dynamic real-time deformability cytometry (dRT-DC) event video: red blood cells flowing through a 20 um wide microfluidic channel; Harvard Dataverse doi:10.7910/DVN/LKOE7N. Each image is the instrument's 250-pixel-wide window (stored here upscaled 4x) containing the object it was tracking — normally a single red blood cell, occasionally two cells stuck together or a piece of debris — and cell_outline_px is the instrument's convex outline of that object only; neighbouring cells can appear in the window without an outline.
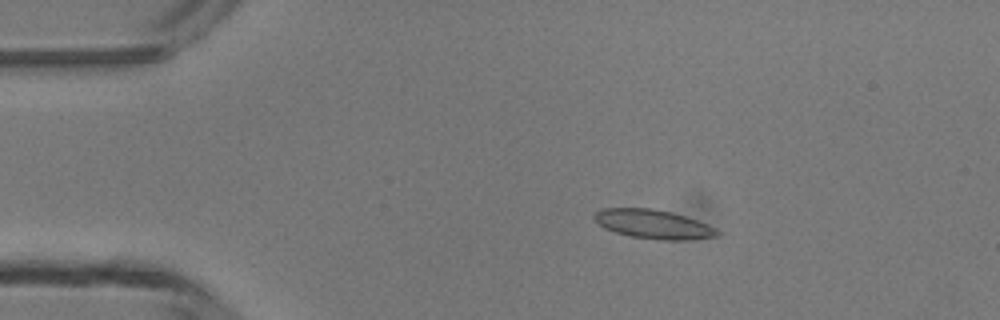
{"species": "common noctule bat (a hibernating species)", "species_latin": "Nyctalus noctula", "temperature_condition": "room temperature", "stored_images_in_passage": 5, "camera_frame_rate_fps": 3000, "um_per_image_px": 0.085, "animal": {"sex": "male", "body_mass_g": 13.3}, "frame": {"image": 1, "passage_image": 3, "time_ms": 2.333, "image_size_px": [1000, 320], "cell_outline_px": [[720, 232], [716, 236], [688, 240], [660, 240], [632, 236], [616, 232], [604, 228], [592, 216], [600, 208], [652, 208], [672, 212], [696, 220], [716, 228]], "centroid_in_image_um": [55.52, 19.05], "position_along_channel_um": 29.5, "area_um2": 20.63}}
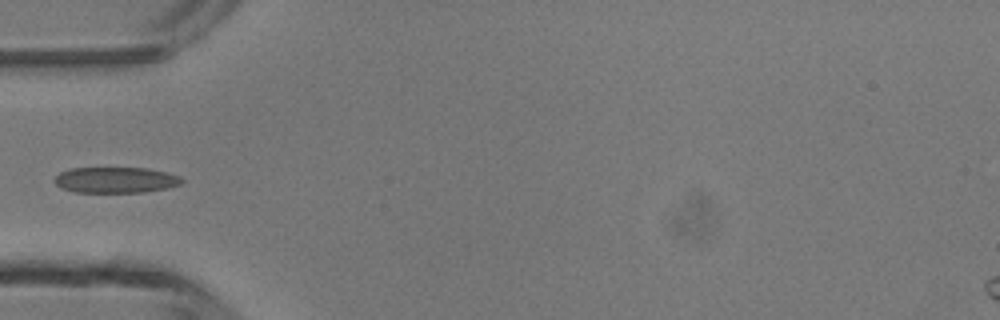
{"frame": {"image": 2, "passage_image": 5, "time_ms": 4.667, "image_size_px": [1000, 320], "cell_outline_px": [[184, 180], [180, 184], [168, 188], [144, 192], [76, 192], [60, 188], [52, 180], [60, 172], [68, 168], [144, 168], [164, 172], [180, 176]], "centroid_in_image_um": [9.79, 15.3], "position_along_channel_um": 75.2, "area_um2": 19.19}}